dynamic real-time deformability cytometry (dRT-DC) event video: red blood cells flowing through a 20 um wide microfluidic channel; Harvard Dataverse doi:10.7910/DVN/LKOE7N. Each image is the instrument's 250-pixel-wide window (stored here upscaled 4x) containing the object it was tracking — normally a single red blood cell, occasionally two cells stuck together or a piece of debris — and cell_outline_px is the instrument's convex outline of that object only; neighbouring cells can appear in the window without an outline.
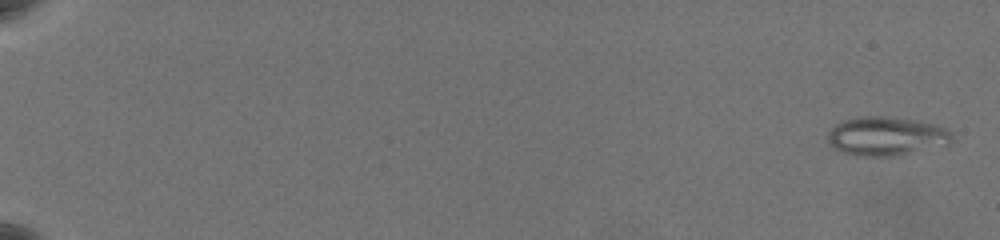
{"species": "common noctule bat (a hibernating species)", "species_latin": "Nyctalus noctula", "temperature_condition": "warm", "stored_images_in_passage": 61, "camera_frame_rate_fps": 3000, "um_per_image_px": 0.085, "animal": {"sex": "female", "body_mass_g": 19.5, "forearm_length_mm": 54.1}, "frame": {"image": 1, "passage_image": 1, "time_ms": 0.0, "image_size_px": [1000, 240], "cell_outline_px": [[952, 144], [948, 148], [896, 156], [864, 156], [844, 152], [832, 148], [828, 144], [828, 132], [836, 124], [844, 120], [872, 116], [908, 120], [932, 124], [944, 128], [952, 136]], "centroid_in_image_um": [75.41, 11.64], "position_along_channel_um": 9.6, "area_um2": 28.15}}
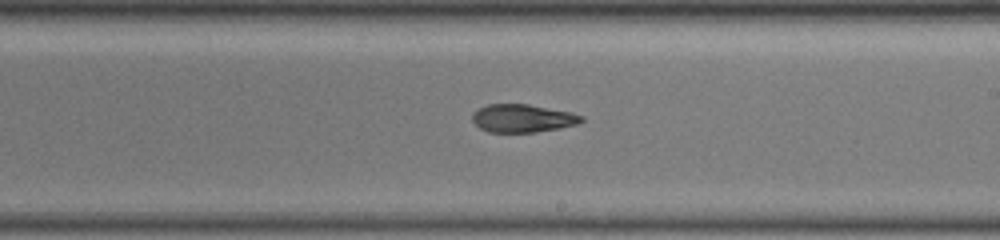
{"frame": {"image": 2, "passage_image": 39, "time_ms": 12.667, "image_size_px": [1000, 240], "cell_outline_px": [[584, 120], [576, 124], [560, 128], [536, 132], [488, 132], [480, 128], [472, 120], [472, 116], [480, 108], [488, 104], [528, 104], [572, 112], [584, 116]], "centroid_in_image_um": [44.46, 10.05], "position_along_channel_um": 244.5, "area_um2": 17.74}}
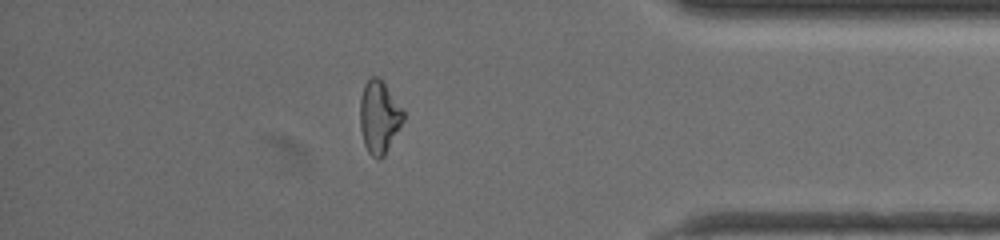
{"frame": {"image": 3, "passage_image": 54, "time_ms": 17.667, "image_size_px": [1000, 240], "cell_outline_px": [[404, 120], [384, 156], [380, 160], [376, 160], [368, 152], [364, 144], [360, 128], [360, 96], [364, 84], [372, 76], [376, 76], [384, 84], [404, 112]], "centroid_in_image_um": [32.2, 9.99], "position_along_channel_um": 403.0, "area_um2": 18.15}, "authors_computed_cell_mechanics": {"area_um2": 19.8254, "velocity_mm_per_s": 3.6, "shape_relaxation_time_tau1_ms": null, "shape_relaxation_time_tau2_ms": 3.4292, "deformation_change_tau1": null, "deformation_change_tau2": 0.1093}}